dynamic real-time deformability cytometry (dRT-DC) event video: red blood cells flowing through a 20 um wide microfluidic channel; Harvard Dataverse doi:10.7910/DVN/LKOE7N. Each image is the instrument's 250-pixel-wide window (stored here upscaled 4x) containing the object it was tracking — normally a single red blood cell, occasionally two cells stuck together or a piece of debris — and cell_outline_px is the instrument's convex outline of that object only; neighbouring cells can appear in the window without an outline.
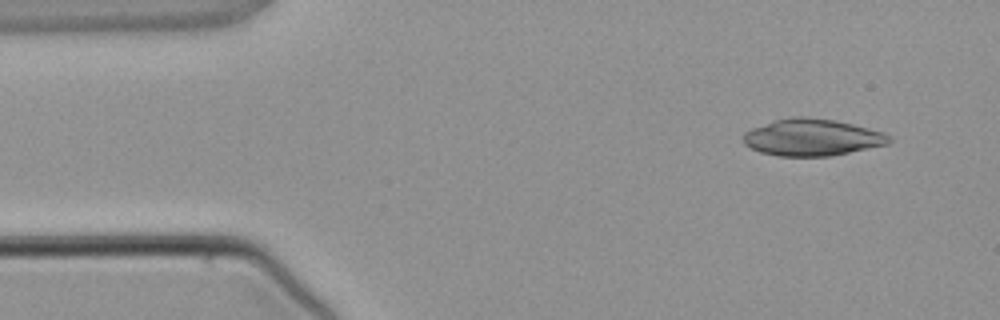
{"species": "common noctule bat (a hibernating species)", "species_latin": "Nyctalus noctula", "temperature_condition": "warm", "stored_images_in_passage": 3, "camera_frame_rate_fps": 3000, "um_per_image_px": 0.085, "animal": {"sex": "male", "body_mass_g": 21.5, "forearm_length_mm": 52.0}, "frame": {"image": 1, "passage_image": 1, "time_ms": 0.0, "image_size_px": [1000, 320], "cell_outline_px": [[892, 140], [888, 144], [832, 156], [776, 156], [760, 152], [744, 144], [744, 132], [752, 128], [772, 120], [792, 116], [804, 116], [836, 120], [884, 132], [892, 136]], "centroid_in_image_um": [69.04, 11.67], "position_along_channel_um": 16.0, "area_um2": 31.56}}